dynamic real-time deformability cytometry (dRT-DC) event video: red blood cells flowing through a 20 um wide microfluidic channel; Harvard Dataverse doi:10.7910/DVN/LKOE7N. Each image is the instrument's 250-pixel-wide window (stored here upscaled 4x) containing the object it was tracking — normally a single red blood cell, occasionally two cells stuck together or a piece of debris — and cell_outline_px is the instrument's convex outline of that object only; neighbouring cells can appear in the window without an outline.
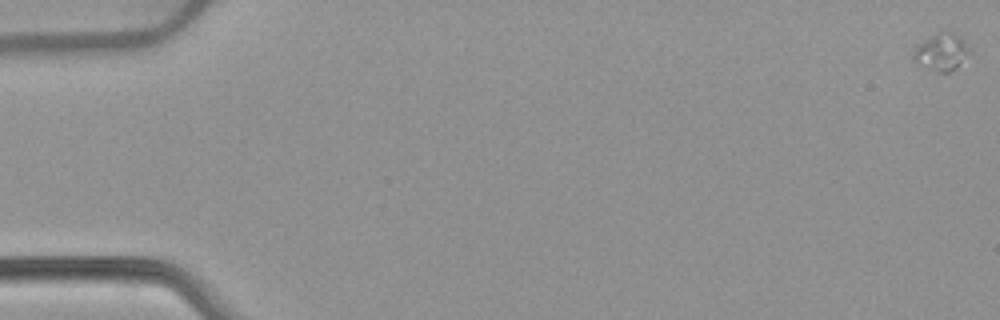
{"species": "common noctule bat (a hibernating species)", "species_latin": "Nyctalus noctula", "temperature_condition": "warm", "stored_images_in_passage": 55, "camera_frame_rate_fps": 3000, "um_per_image_px": 0.085, "animal": {"sex": "female", "body_mass_g": 22.7, "forearm_length_mm": 54.2}, "frame": {"image": 1, "passage_image": 1, "time_ms": 0.0, "image_size_px": [1000, 320], "cell_outline_px": [[968, 52], [956, 68], [948, 72], [940, 72], [912, 60], [912, 52], [924, 40], [944, 28], [960, 36], [968, 48]], "centroid_in_image_um": [80.0, 4.37], "position_along_channel_um": 5.0, "area_um2": 11.73}}